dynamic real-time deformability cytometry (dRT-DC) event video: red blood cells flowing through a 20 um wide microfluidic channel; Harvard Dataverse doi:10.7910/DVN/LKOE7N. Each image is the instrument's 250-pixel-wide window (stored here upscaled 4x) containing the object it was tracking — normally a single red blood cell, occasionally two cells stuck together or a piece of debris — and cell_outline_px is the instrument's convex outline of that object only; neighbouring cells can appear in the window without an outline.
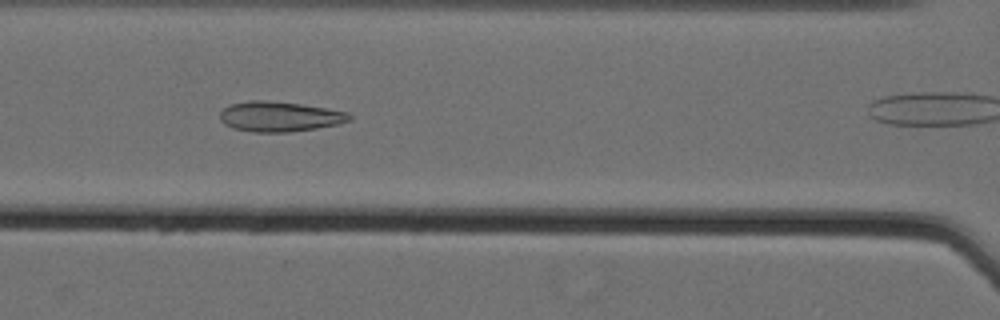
{"species": "Egyptian fruit bat (a non-hibernating species)", "species_latin": "Rousettus aegyptiacus", "temperature_condition": "cold", "stored_images_in_passage": 48, "camera_frame_rate_fps": 3000, "um_per_image_px": 0.085, "animal": {"sex": "female"}, "frame": {"image": 1, "passage_image": 27, "time_ms": 8.667, "image_size_px": [1000, 320], "cell_outline_px": [[352, 120], [336, 124], [316, 128], [288, 132], [252, 132], [232, 128], [224, 124], [220, 120], [220, 112], [224, 108], [232, 104], [248, 100], [268, 100], [300, 104], [348, 112], [352, 116]], "centroid_in_image_um": [23.74, 9.91], "position_along_channel_um": 142.9, "area_um2": 22.66}}
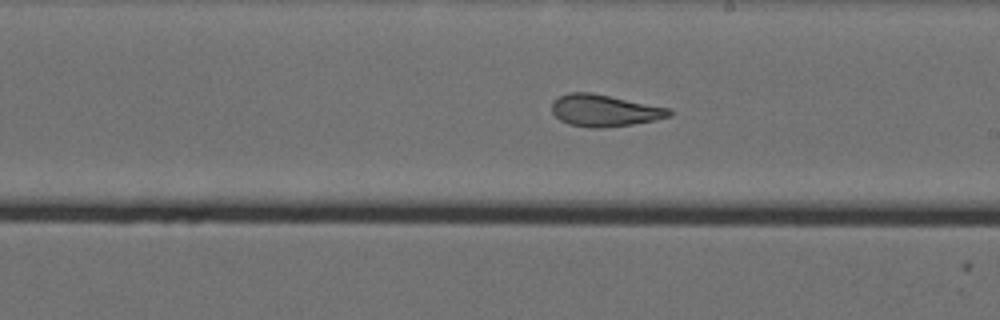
{"frame": {"image": 2, "passage_image": 35, "time_ms": 11.333, "image_size_px": [1000, 320], "cell_outline_px": [[672, 112], [668, 116], [656, 120], [632, 124], [604, 128], [588, 128], [568, 124], [560, 120], [552, 112], [552, 100], [568, 92], [588, 92], [672, 108]], "centroid_in_image_um": [51.36, 9.4], "position_along_channel_um": 237.6, "area_um2": 21.85}}
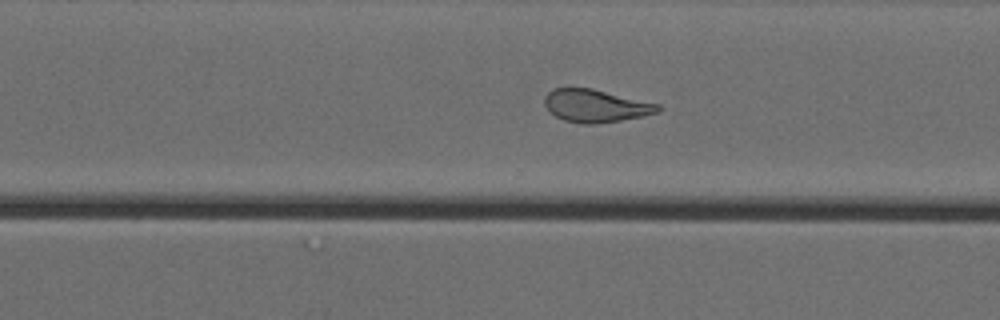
{"frame": {"image": 3, "passage_image": 42, "time_ms": 13.667, "image_size_px": [1000, 320], "cell_outline_px": [[660, 112], [644, 116], [596, 124], [584, 124], [564, 120], [548, 112], [544, 104], [544, 96], [552, 88], [568, 84], [592, 88], [660, 104]], "centroid_in_image_um": [50.56, 8.95], "position_along_channel_um": 320.0, "area_um2": 22.37}}